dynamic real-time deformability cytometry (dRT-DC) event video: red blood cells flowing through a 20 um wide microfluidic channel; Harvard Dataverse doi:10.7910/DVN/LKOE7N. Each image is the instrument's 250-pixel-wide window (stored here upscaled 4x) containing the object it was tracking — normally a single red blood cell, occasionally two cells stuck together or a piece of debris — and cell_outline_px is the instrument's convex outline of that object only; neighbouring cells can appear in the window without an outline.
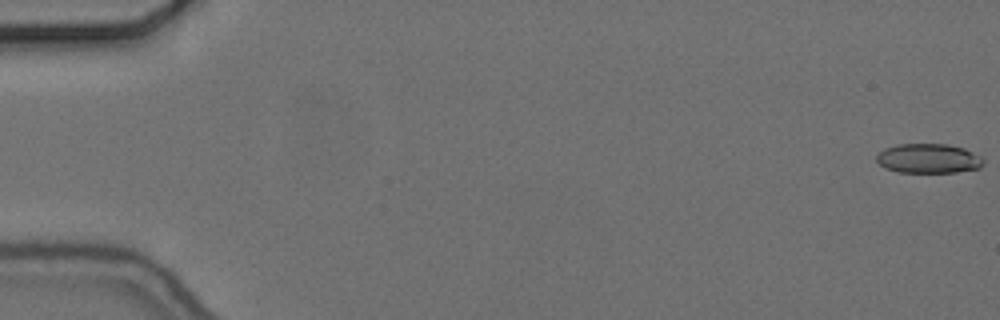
{"species": "common noctule bat (a hibernating species)", "species_latin": "Nyctalus noctula", "temperature_condition": "cold", "stored_images_in_passage": 57, "camera_frame_rate_fps": 3000, "um_per_image_px": 0.085, "animal": {"sex": "female", "body_mass_g": 24.6, "forearm_length_mm": 56.2}, "frame": {"image": 1, "passage_image": 1, "time_ms": 0.0, "image_size_px": [1000, 320], "cell_outline_px": [[984, 164], [980, 168], [956, 172], [900, 172], [884, 168], [876, 160], [876, 156], [884, 148], [896, 144], [948, 144], [964, 148], [980, 156], [984, 160]], "centroid_in_image_um": [78.92, 13.47], "position_along_channel_um": 6.1, "area_um2": 18.44}}
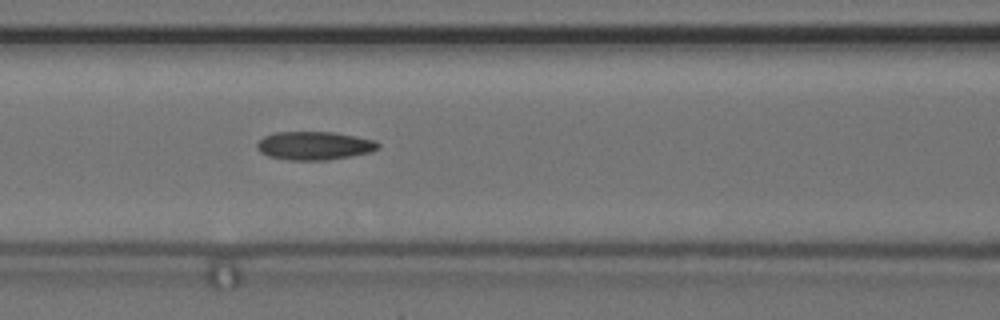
{"frame": {"image": 2, "passage_image": 25, "time_ms": 8.0, "image_size_px": [1000, 320], "cell_outline_px": [[380, 148], [372, 152], [352, 156], [328, 160], [288, 160], [268, 156], [260, 152], [256, 148], [256, 144], [264, 136], [276, 132], [336, 132], [376, 140], [380, 144]], "centroid_in_image_um": [26.75, 12.38], "position_along_channel_um": 139.8, "area_um2": 20.29}}
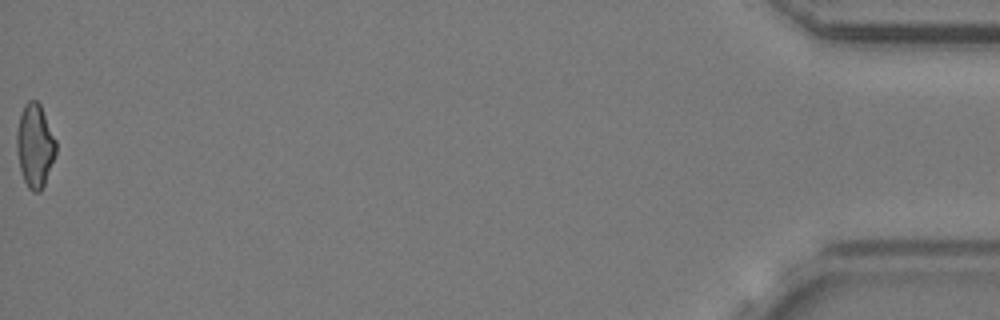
{"frame": {"image": 3, "passage_image": 57, "time_ms": 18.667, "image_size_px": [1000, 320], "cell_outline_px": [[56, 152], [44, 184], [40, 192], [32, 192], [28, 188], [24, 180], [20, 168], [16, 152], [16, 132], [20, 116], [24, 104], [28, 100], [36, 100], [40, 104], [56, 140]], "centroid_in_image_um": [2.95, 12.37], "position_along_channel_um": 432.2, "area_um2": 19.02}, "authors_computed_cell_mechanics": {"area_um2": 19.4786, "velocity_mm_per_s": 3.689, "shape_relaxation_time_tau1_ms": null, "shape_relaxation_time_tau2_ms": 4.7969, "deformation_change_tau1": null, "deformation_change_tau2": 0.1259}}